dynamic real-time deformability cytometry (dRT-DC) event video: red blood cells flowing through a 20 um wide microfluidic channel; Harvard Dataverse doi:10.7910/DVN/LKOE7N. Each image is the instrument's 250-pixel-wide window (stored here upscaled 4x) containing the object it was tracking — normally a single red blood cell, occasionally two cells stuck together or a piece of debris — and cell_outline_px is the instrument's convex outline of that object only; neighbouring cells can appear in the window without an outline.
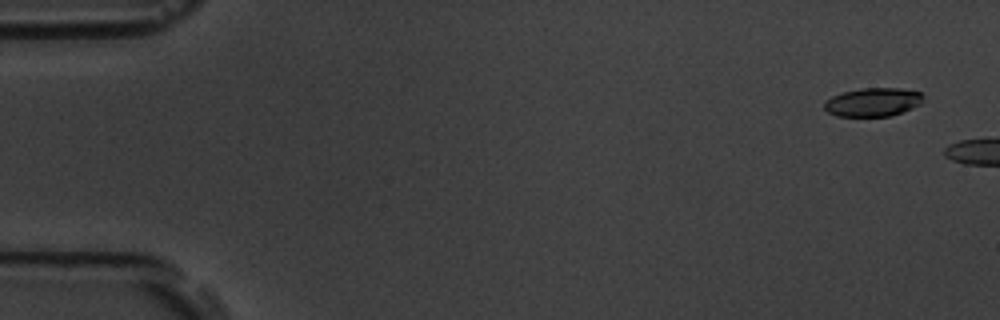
{"species": "common noctule bat (a hibernating species)", "species_latin": "Nyctalus noctula", "temperature_condition": "room temperature", "stored_images_in_passage": 6, "camera_frame_rate_fps": 3000, "um_per_image_px": 0.085, "animal": {"sex": "male", "body_mass_g": 19.5, "forearm_length_mm": 54.6}, "frame": {"image": 1, "passage_image": 2, "time_ms": 0.333, "image_size_px": [1000, 320], "cell_outline_px": [[924, 96], [920, 104], [912, 108], [892, 116], [836, 116], [828, 112], [824, 108], [824, 100], [832, 96], [844, 92], [860, 88], [900, 88], [920, 92]], "centroid_in_image_um": [74.19, 8.68], "position_along_channel_um": 10.8, "area_um2": 16.53}}